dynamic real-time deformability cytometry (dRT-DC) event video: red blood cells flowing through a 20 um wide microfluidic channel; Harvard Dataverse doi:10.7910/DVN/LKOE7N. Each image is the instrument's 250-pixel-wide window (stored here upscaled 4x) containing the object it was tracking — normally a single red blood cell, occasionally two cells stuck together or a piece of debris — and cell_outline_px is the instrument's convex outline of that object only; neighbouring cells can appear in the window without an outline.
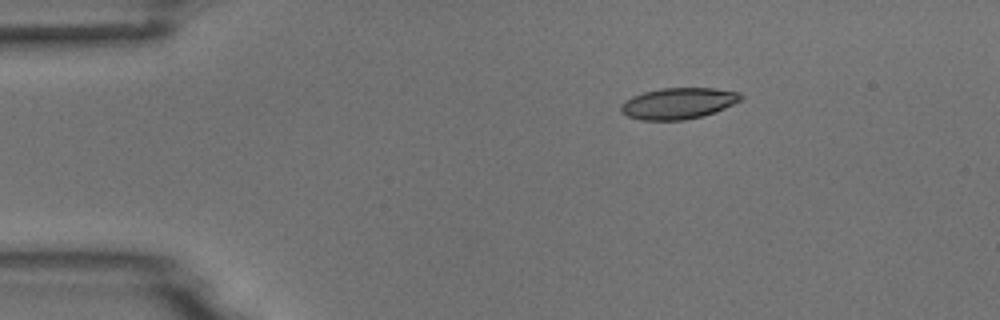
{"species": "common noctule bat (a hibernating species)", "species_latin": "Nyctalus noctula", "temperature_condition": "room temperature", "stored_images_in_passage": 6, "camera_frame_rate_fps": 3000, "um_per_image_px": 0.085, "animal": {"sex": "male", "body_mass_g": 18.8}, "frame": {"image": 1, "passage_image": 6, "time_ms": 6.0, "image_size_px": [1000, 320], "cell_outline_px": [[744, 96], [740, 100], [716, 112], [704, 116], [684, 120], [640, 120], [628, 116], [620, 112], [620, 104], [624, 100], [632, 96], [644, 92], [660, 88], [716, 88], [740, 92]], "centroid_in_image_um": [57.64, 8.78], "position_along_channel_um": 27.4, "area_um2": 22.02}}